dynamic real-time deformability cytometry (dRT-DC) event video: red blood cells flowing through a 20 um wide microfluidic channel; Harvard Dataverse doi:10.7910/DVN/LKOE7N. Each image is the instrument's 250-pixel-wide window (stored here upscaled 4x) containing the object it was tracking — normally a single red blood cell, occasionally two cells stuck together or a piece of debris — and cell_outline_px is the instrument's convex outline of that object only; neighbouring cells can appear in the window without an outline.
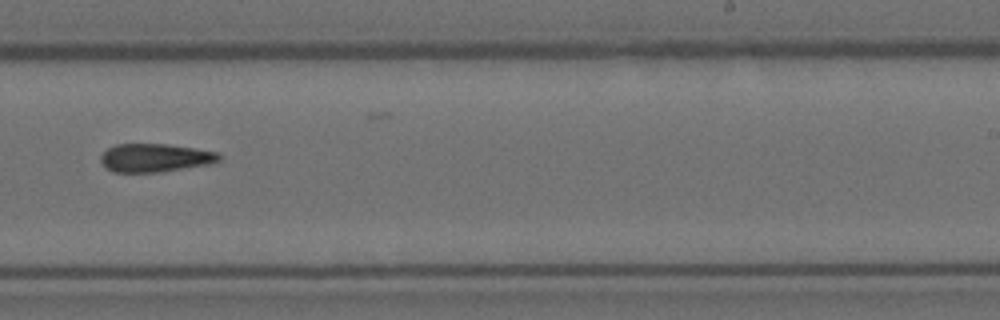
{"species": "Egyptian fruit bat (a non-hibernating species)", "species_latin": "Rousettus aegyptiacus", "temperature_condition": "room temperature", "stored_images_in_passage": 8, "camera_frame_rate_fps": 3000, "um_per_image_px": 0.085, "animal": {"sex": "female"}, "frame": {"image": 1, "passage_image": 7, "time_ms": 2.0, "image_size_px": [1000, 320], "cell_outline_px": [[220, 160], [208, 164], [156, 172], [112, 172], [100, 160], [100, 156], [108, 148], [116, 144], [168, 144], [220, 152]], "centroid_in_image_um": [13.18, 13.4], "position_along_channel_um": 275.8, "area_um2": 19.31}}